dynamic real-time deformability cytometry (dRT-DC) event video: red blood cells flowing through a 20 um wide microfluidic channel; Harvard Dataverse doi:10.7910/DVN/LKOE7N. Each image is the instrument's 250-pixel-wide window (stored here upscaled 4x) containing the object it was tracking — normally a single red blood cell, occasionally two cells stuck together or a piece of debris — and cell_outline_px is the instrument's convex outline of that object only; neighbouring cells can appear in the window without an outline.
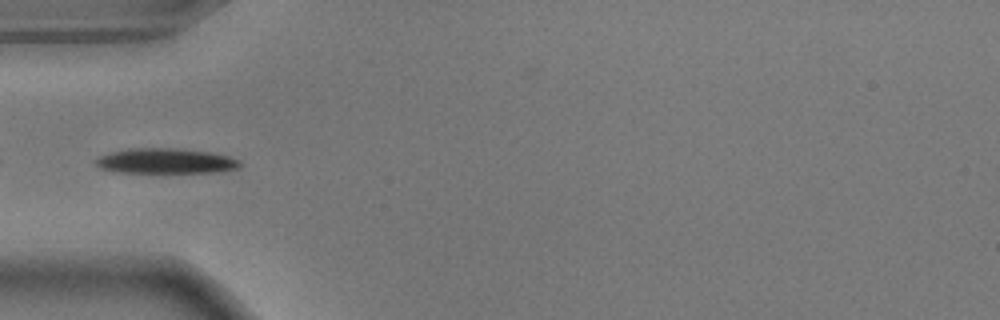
{"species": "common noctule bat (a hibernating species)", "species_latin": "Nyctalus noctula", "temperature_condition": "warm", "stored_images_in_passage": 39, "camera_frame_rate_fps": 3000, "um_per_image_px": 0.085, "animal": {"sex": "male", "body_mass_g": 17.9}, "frame": {"image": 1, "passage_image": 1, "time_ms": 0.0, "image_size_px": [1000, 320], "cell_outline_px": [[240, 164], [236, 168], [212, 172], [124, 172], [100, 168], [92, 160], [100, 156], [112, 152], [132, 148], [172, 148], [208, 152], [228, 156], [240, 160]], "centroid_in_image_um": [14.04, 13.68], "position_along_channel_um": 71.0, "area_um2": 20.69}}
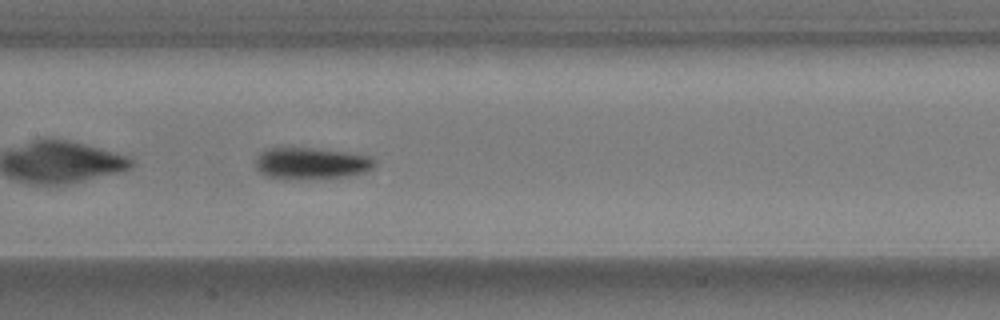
{"frame": {"image": 2, "passage_image": 10, "time_ms": 3.0, "image_size_px": [1000, 320], "cell_outline_px": [[376, 164], [372, 168], [364, 172], [348, 176], [328, 180], [300, 180], [264, 176], [256, 168], [256, 160], [260, 152], [268, 148], [312, 148], [348, 152], [372, 156], [376, 160]], "centroid_in_image_um": [26.49, 13.91], "position_along_channel_um": 180.9, "area_um2": 22.6}}
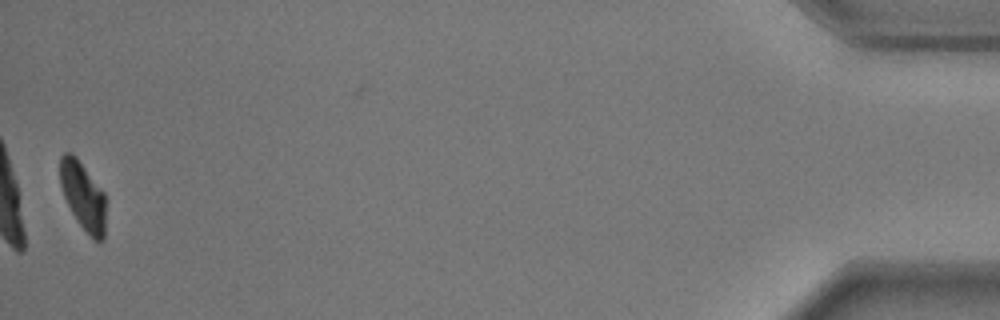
{"frame": {"image": 3, "passage_image": 38, "time_ms": 12.333, "image_size_px": [1000, 320], "cell_outline_px": [[104, 240], [96, 240], [76, 220], [64, 196], [60, 184], [60, 156], [64, 152], [72, 152], [76, 156], [104, 192]], "centroid_in_image_um": [7.03, 16.58], "position_along_channel_um": 428.2, "area_um2": 17.74}, "authors_computed_cell_mechanics": {"area_um2": 20.9814, "velocity_mm_per_s": 3.6429, "shape_relaxation_time_tau1_ms": 2.0379, "shape_relaxation_time_tau2_ms": null, "deformation_change_tau1": 0.1432, "deformation_change_tau2": null}}